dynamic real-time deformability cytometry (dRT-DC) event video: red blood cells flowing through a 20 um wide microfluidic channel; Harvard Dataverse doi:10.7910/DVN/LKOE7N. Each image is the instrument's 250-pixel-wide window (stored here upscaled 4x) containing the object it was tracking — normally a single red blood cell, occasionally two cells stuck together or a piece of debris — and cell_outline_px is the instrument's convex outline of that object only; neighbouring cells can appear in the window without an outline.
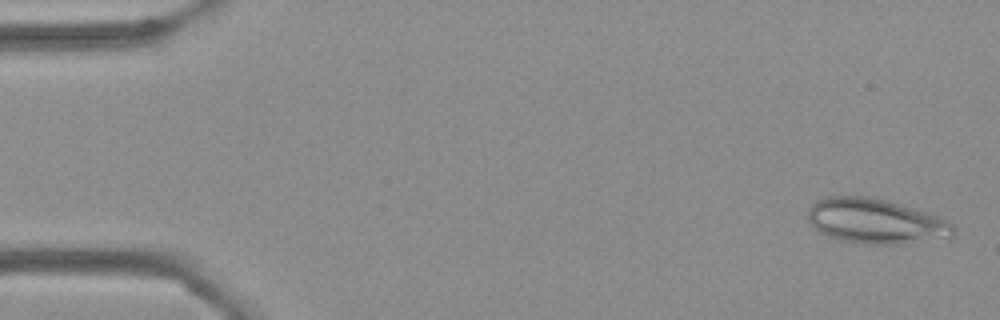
{"species": "Egyptian fruit bat (a non-hibernating species)", "species_latin": "Rousettus aegyptiacus", "temperature_condition": "cold", "stored_images_in_passage": 55, "camera_frame_rate_fps": 3000, "um_per_image_px": 0.085, "frame": {"image": 1, "passage_image": 2, "time_ms": 0.333, "image_size_px": [1000, 320], "cell_outline_px": [[956, 232], [952, 236], [900, 244], [868, 244], [844, 240], [828, 236], [820, 232], [808, 220], [808, 208], [816, 200], [824, 196], [864, 196], [884, 200], [932, 212], [948, 220], [956, 228]], "centroid_in_image_um": [74.46, 18.78], "position_along_channel_um": 10.5, "area_um2": 38.09}}
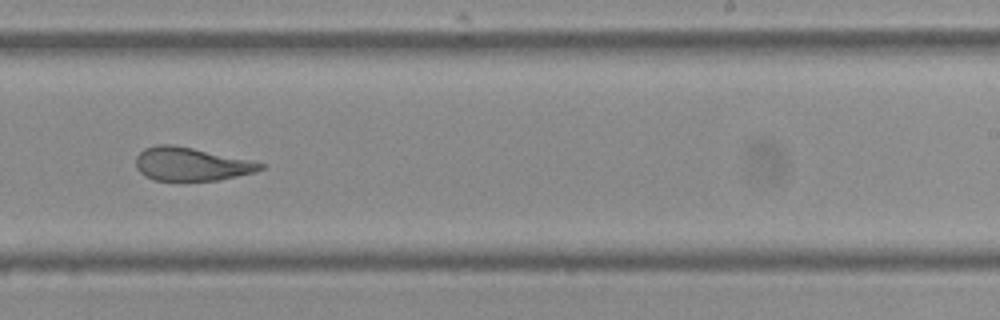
{"frame": {"image": 2, "passage_image": 34, "time_ms": 11.0, "image_size_px": [1000, 320], "cell_outline_px": [[264, 168], [256, 172], [220, 180], [152, 180], [144, 176], [136, 168], [136, 156], [144, 148], [156, 144], [172, 144], [192, 148], [248, 160], [264, 164]], "centroid_in_image_um": [16.2, 13.95], "position_along_channel_um": 272.8, "area_um2": 24.04}}
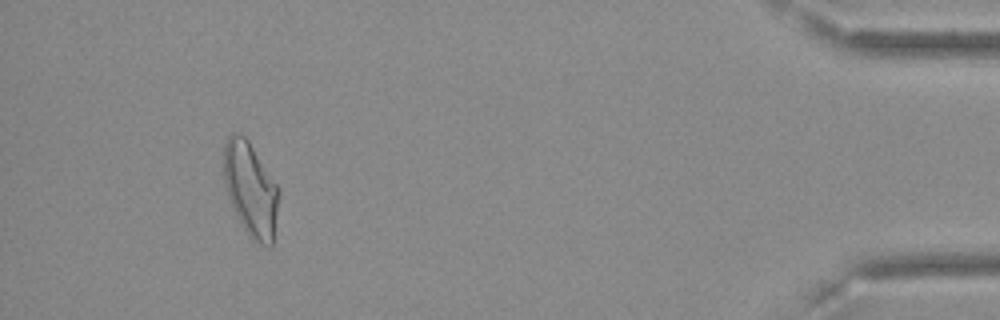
{"frame": {"image": 3, "passage_image": 51, "time_ms": 16.667, "image_size_px": [1000, 320], "cell_outline_px": [[280, 192], [272, 244], [268, 248], [252, 240], [244, 228], [228, 196], [224, 180], [224, 144], [228, 136], [232, 132], [240, 132], [248, 140], [280, 188]], "centroid_in_image_um": [21.32, 16.06], "position_along_channel_um": 413.9, "area_um2": 30.06}, "authors_computed_cell_mechanics": {"area_um2": 27.744, "velocity_mm_per_s": 3.6385, "shape_relaxation_time_tau1_ms": 8.2378, "shape_relaxation_time_tau2_ms": 2.0957, "deformation_change_tau1": 0.2113, "deformation_change_tau2": 0.088}}